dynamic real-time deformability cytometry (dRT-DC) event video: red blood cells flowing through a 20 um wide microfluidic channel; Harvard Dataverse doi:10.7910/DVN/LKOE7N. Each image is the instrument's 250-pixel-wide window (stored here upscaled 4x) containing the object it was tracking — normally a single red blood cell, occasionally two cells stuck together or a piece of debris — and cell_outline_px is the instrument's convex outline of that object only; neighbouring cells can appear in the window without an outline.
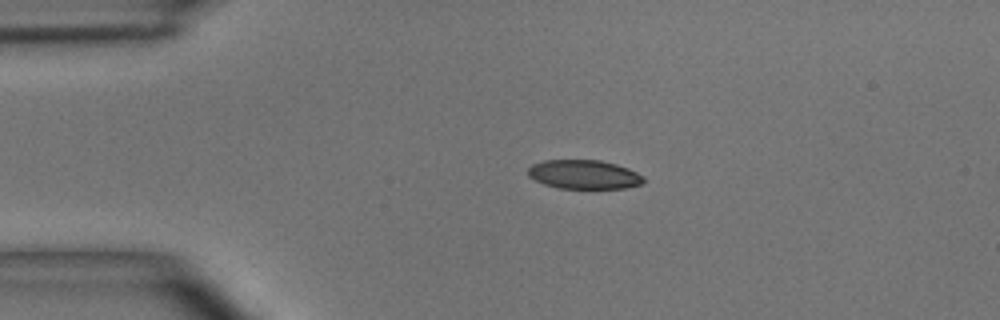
{"species": "common noctule bat (a hibernating species)", "species_latin": "Nyctalus noctula", "temperature_condition": "room temperature", "stored_images_in_passage": 12, "camera_frame_rate_fps": 3000, "um_per_image_px": 0.085, "animal": {"sex": "male", "body_mass_g": 15.6}, "frame": {"image": 1, "passage_image": 1, "time_ms": 0.0, "image_size_px": [1000, 320], "cell_outline_px": [[644, 184], [624, 188], [556, 188], [544, 184], [528, 176], [528, 168], [532, 164], [544, 160], [600, 160], [616, 164], [628, 168], [644, 176]], "centroid_in_image_um": [49.65, 14.83], "position_along_channel_um": 35.4, "area_um2": 19.59}}
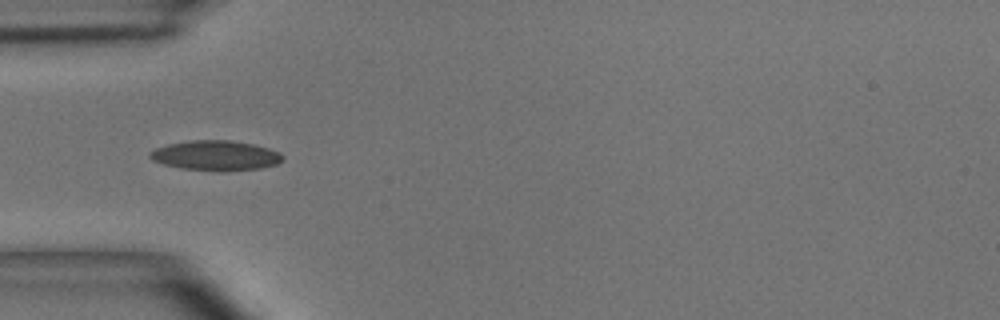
{"frame": {"image": 2, "passage_image": 6, "time_ms": 1.667, "image_size_px": [1000, 320], "cell_outline_px": [[284, 156], [276, 164], [260, 168], [228, 172], [216, 172], [180, 168], [164, 164], [152, 160], [148, 156], [148, 152], [156, 148], [168, 144], [188, 140], [232, 140], [252, 144], [268, 148], [280, 152]], "centroid_in_image_um": [18.3, 13.23], "position_along_channel_um": 66.7, "area_um2": 23.47}}
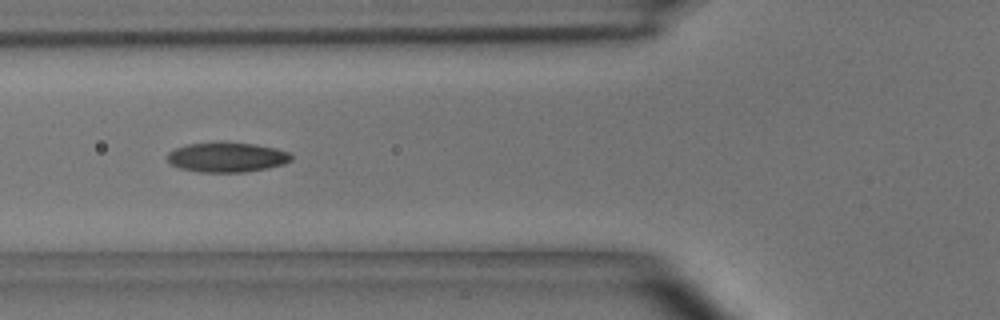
{"frame": {"image": 3, "passage_image": 9, "time_ms": 2.667, "image_size_px": [1000, 320], "cell_outline_px": [[292, 160], [284, 164], [268, 168], [244, 172], [196, 172], [180, 168], [172, 164], [168, 160], [168, 152], [176, 148], [188, 144], [256, 144], [288, 152], [292, 156]], "centroid_in_image_um": [19.3, 13.4], "position_along_channel_um": 106.5, "area_um2": 20.87}}